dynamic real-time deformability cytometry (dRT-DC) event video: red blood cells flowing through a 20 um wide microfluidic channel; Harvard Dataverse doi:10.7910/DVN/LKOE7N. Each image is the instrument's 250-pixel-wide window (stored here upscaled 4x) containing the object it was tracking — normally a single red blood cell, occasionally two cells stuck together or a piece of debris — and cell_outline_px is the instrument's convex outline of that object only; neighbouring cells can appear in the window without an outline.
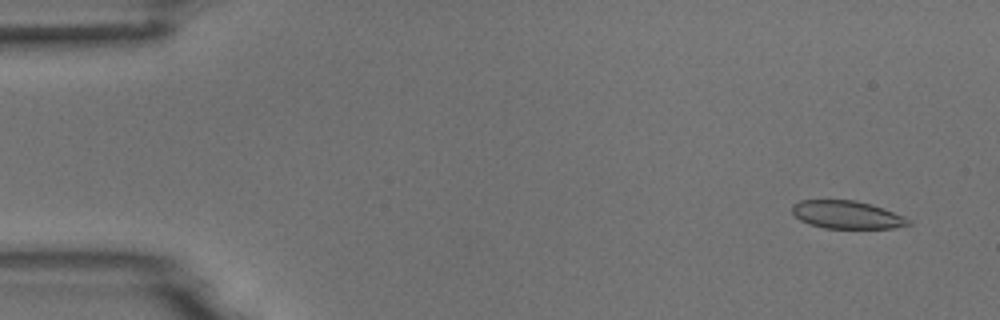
{"species": "common noctule bat (a hibernating species)", "species_latin": "Nyctalus noctula", "temperature_condition": "room temperature", "stored_images_in_passage": 7, "camera_frame_rate_fps": 3000, "um_per_image_px": 0.085, "animal": {"sex": "male", "body_mass_g": 18.8}, "frame": {"image": 1, "passage_image": 1, "time_ms": 0.0, "image_size_px": [1000, 320], "cell_outline_px": [[912, 224], [892, 228], [824, 228], [808, 224], [800, 220], [792, 212], [792, 204], [800, 200], [856, 200], [872, 204], [884, 208], [904, 216], [912, 220]], "centroid_in_image_um": [72.0, 18.25], "position_along_channel_um": 13.0, "area_um2": 19.07}}
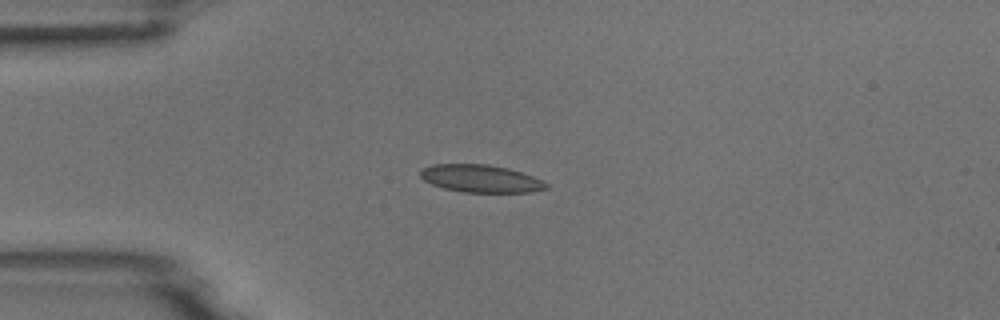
{"frame": {"image": 2, "passage_image": 4, "time_ms": 3.333, "image_size_px": [1000, 320], "cell_outline_px": [[548, 188], [532, 192], [464, 192], [444, 188], [432, 184], [424, 180], [420, 176], [420, 172], [424, 168], [432, 164], [488, 164], [508, 168], [532, 176], [548, 184]], "centroid_in_image_um": [40.86, 15.18], "position_along_channel_um": 44.1, "area_um2": 20.06}}